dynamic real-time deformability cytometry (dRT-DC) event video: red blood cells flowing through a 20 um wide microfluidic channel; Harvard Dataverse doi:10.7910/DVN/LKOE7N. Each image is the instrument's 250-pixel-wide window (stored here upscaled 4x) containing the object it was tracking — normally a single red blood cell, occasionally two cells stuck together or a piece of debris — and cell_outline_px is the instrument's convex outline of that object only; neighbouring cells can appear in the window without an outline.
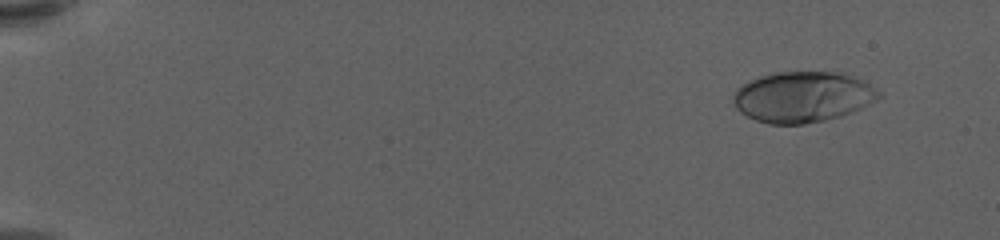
{"species": "human", "species_latin": "Homo sapiens", "temperature_condition": "warm", "stored_images_in_passage": 54, "camera_frame_rate_fps": 3000, "um_per_image_px": 0.085, "donor": {"sex": "female"}, "frame": {"image": 1, "passage_image": 1, "time_ms": 0.0, "image_size_px": [1000, 240], "cell_outline_px": [[880, 96], [876, 100], [852, 112], [840, 116], [824, 120], [804, 124], [768, 124], [756, 120], [740, 112], [736, 108], [732, 100], [732, 96], [736, 88], [748, 80], [760, 76], [776, 72], [832, 72], [848, 76], [860, 80], [868, 84], [880, 92]], "centroid_in_image_um": [68.15, 8.25], "position_along_channel_um": 16.9, "area_um2": 42.71}}
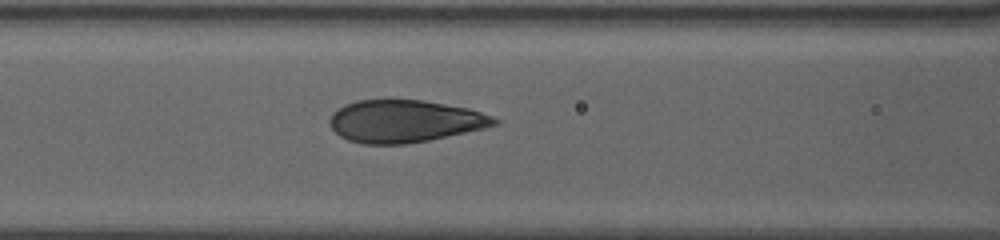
{"frame": {"image": 2, "passage_image": 23, "time_ms": 7.333, "image_size_px": [1000, 240], "cell_outline_px": [[500, 124], [484, 128], [428, 140], [404, 144], [364, 144], [348, 140], [340, 136], [328, 124], [328, 120], [332, 112], [344, 104], [356, 100], [424, 100], [468, 108], [492, 116], [500, 120]], "centroid_in_image_um": [34.37, 10.29], "position_along_channel_um": 132.2, "area_um2": 40.69}}
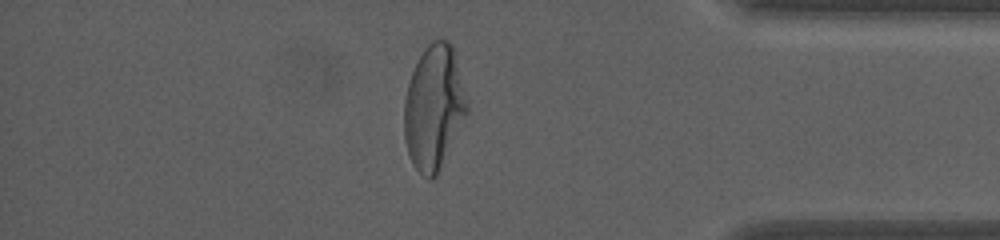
{"frame": {"image": 3, "passage_image": 47, "time_ms": 15.333, "image_size_px": [1000, 240], "cell_outline_px": [[468, 112], [436, 176], [432, 180], [428, 180], [412, 164], [408, 156], [404, 140], [404, 100], [408, 84], [412, 72], [424, 48], [432, 40], [448, 40], [452, 44], [468, 104]], "centroid_in_image_um": [36.86, 9.15], "position_along_channel_um": 398.3, "area_um2": 45.37}, "authors_computed_cell_mechanics": {"area_um2": 41.6449, "velocity_mm_per_s": 3.5972, "shape_relaxation_time_tau1_ms": 5.5888, "shape_relaxation_time_tau2_ms": null, "deformation_change_tau1": 0.2617, "deformation_change_tau2": null}}